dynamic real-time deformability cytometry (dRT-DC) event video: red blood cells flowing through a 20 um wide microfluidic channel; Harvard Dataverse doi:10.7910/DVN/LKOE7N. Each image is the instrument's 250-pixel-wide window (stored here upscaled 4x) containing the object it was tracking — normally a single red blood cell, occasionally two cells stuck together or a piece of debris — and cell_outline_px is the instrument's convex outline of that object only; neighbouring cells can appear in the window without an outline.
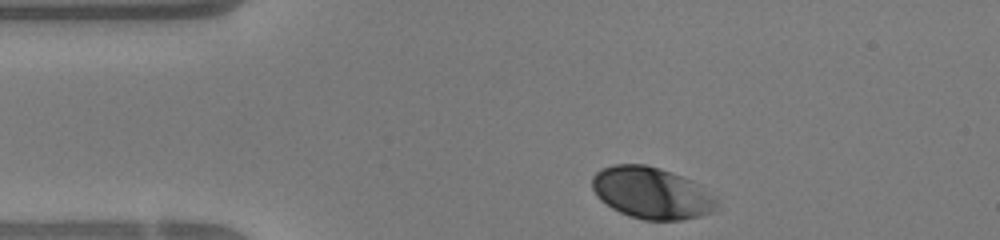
{"species": "human", "species_latin": "Homo sapiens", "temperature_condition": "warm", "stored_images_in_passage": 30, "camera_frame_rate_fps": 3000, "um_per_image_px": 0.085, "donor": {"sex": "female"}, "frame": {"image": 1, "passage_image": 1, "time_ms": 0.0, "image_size_px": [1000, 240], "cell_outline_px": [[716, 208], [712, 212], [700, 216], [680, 220], [644, 220], [628, 216], [612, 208], [600, 200], [596, 196], [592, 188], [592, 176], [600, 168], [616, 164], [644, 164], [660, 168], [672, 172], [688, 180], [712, 196], [716, 200]], "centroid_in_image_um": [55.3, 16.4], "position_along_channel_um": 29.7, "area_um2": 37.11}}
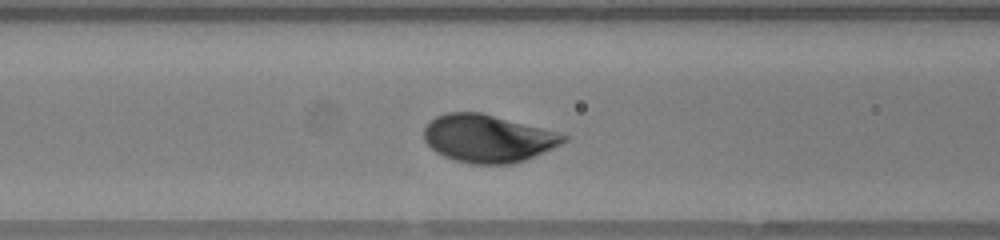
{"frame": {"image": 2, "passage_image": 11, "time_ms": 3.333, "image_size_px": [1000, 240], "cell_outline_px": [[568, 140], [544, 152], [524, 160], [512, 164], [472, 164], [456, 160], [444, 156], [436, 152], [424, 140], [424, 128], [436, 116], [448, 112], [480, 112], [556, 132], [568, 136]], "centroid_in_image_um": [41.45, 11.77], "position_along_channel_um": 125.2, "area_um2": 38.32}}
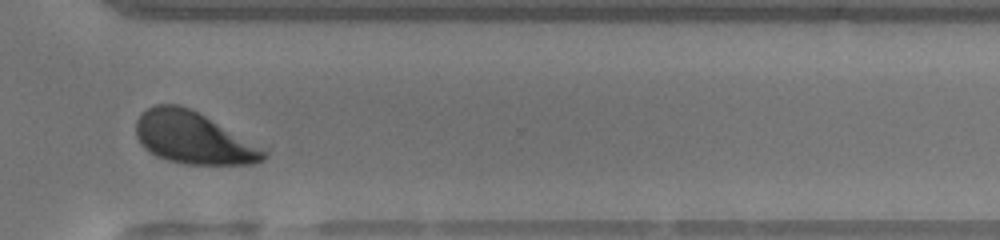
{"frame": {"image": 3, "passage_image": 27, "time_ms": 8.667, "image_size_px": [1000, 240], "cell_outline_px": [[268, 156], [264, 160], [252, 164], [184, 164], [168, 160], [156, 156], [144, 148], [140, 144], [136, 136], [136, 120], [148, 108], [156, 104], [180, 104], [268, 148]], "centroid_in_image_um": [16.48, 11.74], "position_along_channel_um": 354.1, "area_um2": 38.9}, "authors_computed_cell_mechanics": {"area_um2": 38.2636, "velocity_mm_per_s": 4.2829, "shape_relaxation_time_tau1_ms": 1.4852, "shape_relaxation_time_tau2_ms": null, "deformation_change_tau1": 0.1095, "deformation_change_tau2": null}}